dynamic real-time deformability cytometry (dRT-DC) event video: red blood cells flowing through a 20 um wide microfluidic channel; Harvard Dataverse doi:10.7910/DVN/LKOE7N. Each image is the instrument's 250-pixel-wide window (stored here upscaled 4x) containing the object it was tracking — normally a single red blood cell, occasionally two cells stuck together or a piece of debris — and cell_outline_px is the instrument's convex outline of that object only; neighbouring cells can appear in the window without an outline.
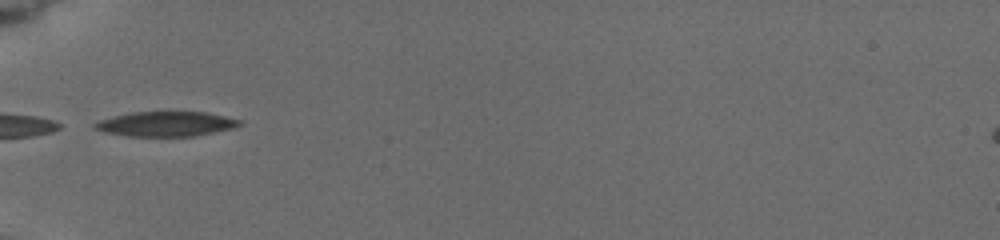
{"species": "common noctule bat (a hibernating species)", "species_latin": "Nyctalus noctula", "temperature_condition": "cold", "stored_images_in_passage": 3, "camera_frame_rate_fps": 3000, "um_per_image_px": 0.085, "animal": {"sex": "female", "body_mass_g": 19.5, "forearm_length_mm": 54.1}, "frame": {"image": 1, "passage_image": 1, "time_ms": 0.0, "image_size_px": [1000, 240], "cell_outline_px": [[244, 124], [232, 128], [196, 136], [128, 136], [108, 132], [96, 128], [92, 124], [100, 120], [132, 112], [204, 112], [224, 116], [240, 120]], "centroid_in_image_um": [14.16, 10.53], "position_along_channel_um": 70.8, "area_um2": 20.58}}
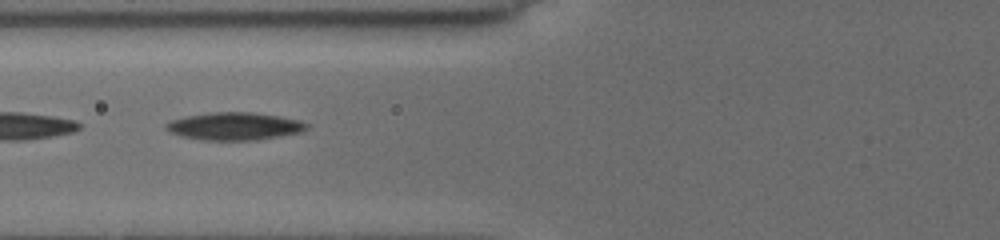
{"frame": {"image": 2, "passage_image": 2, "time_ms": 1.0, "image_size_px": [1000, 240], "cell_outline_px": [[308, 128], [300, 132], [252, 140], [208, 140], [184, 136], [172, 132], [164, 128], [164, 124], [172, 120], [188, 116], [208, 112], [252, 112], [300, 120], [308, 124]], "centroid_in_image_um": [19.92, 10.71], "position_along_channel_um": 105.9, "area_um2": 22.2}}
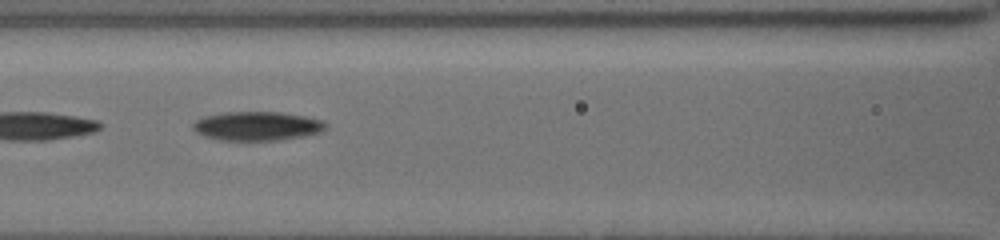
{"frame": {"image": 3, "passage_image": 3, "time_ms": 2.0, "image_size_px": [1000, 240], "cell_outline_px": [[324, 128], [316, 132], [300, 136], [272, 140], [224, 140], [204, 136], [196, 132], [192, 128], [192, 124], [196, 120], [208, 116], [228, 112], [280, 112], [304, 116], [320, 120], [324, 124]], "centroid_in_image_um": [21.77, 10.7], "position_along_channel_um": 144.8, "area_um2": 21.68}}